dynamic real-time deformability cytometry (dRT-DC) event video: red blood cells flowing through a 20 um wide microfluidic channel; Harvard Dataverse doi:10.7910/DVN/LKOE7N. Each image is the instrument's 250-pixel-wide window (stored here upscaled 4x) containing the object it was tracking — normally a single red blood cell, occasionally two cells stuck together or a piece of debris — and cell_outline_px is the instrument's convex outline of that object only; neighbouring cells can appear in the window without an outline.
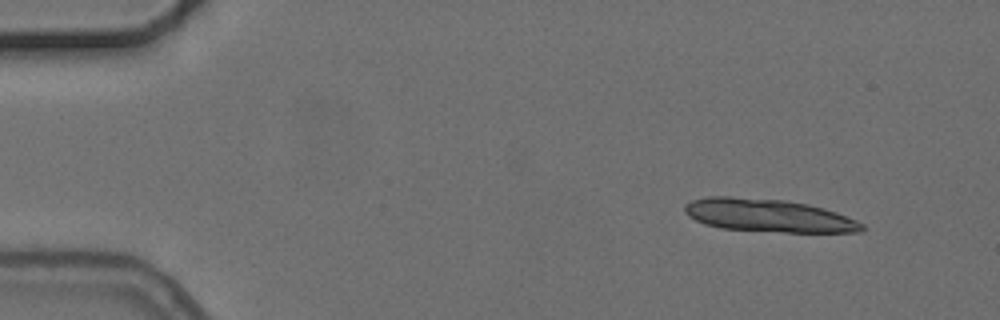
{"species": "common noctule bat (a hibernating species)", "species_latin": "Nyctalus noctula", "temperature_condition": "cold", "stored_images_in_passage": 3, "camera_frame_rate_fps": 3000, "um_per_image_px": 0.085, "animal": {"sex": "female", "body_mass_g": 24.6, "forearm_length_mm": 56.2}, "frame": {"image": 1, "passage_image": 3, "time_ms": 3.333, "image_size_px": [1000, 320], "cell_outline_px": [[864, 228], [860, 232], [784, 232], [720, 228], [704, 224], [688, 216], [684, 212], [684, 204], [692, 200], [708, 196], [732, 196], [784, 200], [808, 204], [824, 208], [836, 212], [856, 220], [864, 224]], "centroid_in_image_um": [65.28, 18.31], "position_along_channel_um": 19.7, "area_um2": 34.1}}